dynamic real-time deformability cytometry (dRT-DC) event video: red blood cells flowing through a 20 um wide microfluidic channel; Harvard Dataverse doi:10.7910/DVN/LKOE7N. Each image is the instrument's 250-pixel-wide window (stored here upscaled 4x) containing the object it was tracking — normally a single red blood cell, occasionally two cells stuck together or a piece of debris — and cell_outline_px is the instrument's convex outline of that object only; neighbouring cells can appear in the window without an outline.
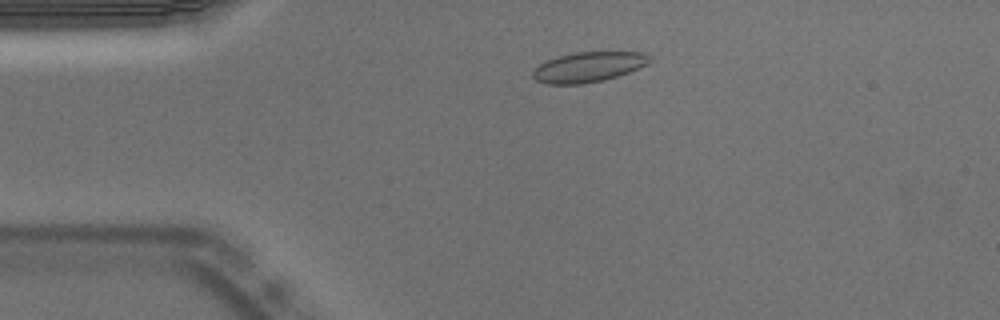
{"species": "Egyptian fruit bat (a non-hibernating species)", "species_latin": "Rousettus aegyptiacus", "temperature_condition": "warm", "stored_images_in_passage": 50, "camera_frame_rate_fps": 3000, "um_per_image_px": 0.085, "animal": {"sex": "male"}, "frame": {"image": 1, "passage_image": 8, "time_ms": 2.333, "image_size_px": [1000, 320], "cell_outline_px": [[652, 60], [648, 64], [628, 72], [604, 80], [580, 84], [548, 84], [536, 80], [532, 76], [532, 72], [540, 64], [548, 60], [572, 52], [644, 52]], "centroid_in_image_um": [50.02, 5.69], "position_along_channel_um": 35.0, "area_um2": 20.29}}
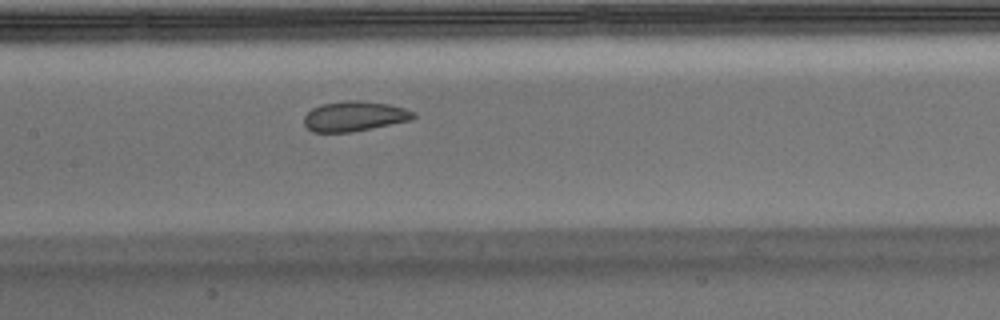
{"frame": {"image": 2, "passage_image": 22, "time_ms": 7.0, "image_size_px": [1000, 320], "cell_outline_px": [[416, 116], [412, 120], [352, 132], [312, 132], [304, 124], [304, 116], [312, 108], [324, 104], [348, 100], [360, 100], [388, 104], [404, 108], [416, 112]], "centroid_in_image_um": [30.15, 9.88], "position_along_channel_um": 177.3, "area_um2": 19.13}}
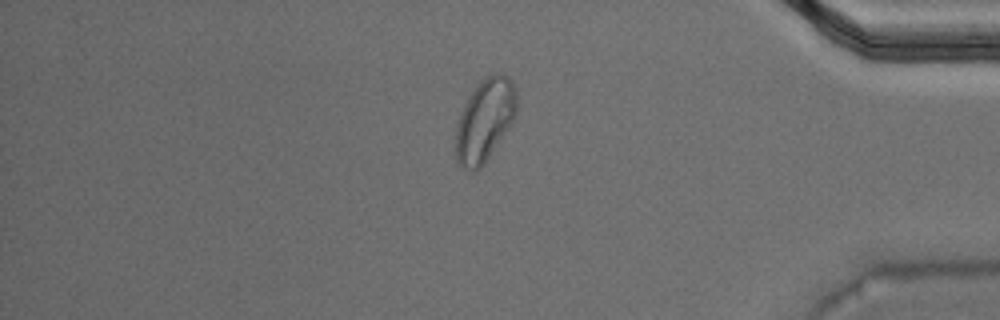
{"frame": {"image": 3, "passage_image": 42, "time_ms": 13.667, "image_size_px": [1000, 320], "cell_outline_px": [[516, 112], [512, 120], [484, 164], [476, 172], [472, 172], [456, 164], [456, 128], [464, 104], [468, 96], [480, 80], [496, 72], [500, 72], [512, 80], [516, 88]], "centroid_in_image_um": [41.19, 10.21], "position_along_channel_um": 394.0, "area_um2": 29.07}, "authors_computed_cell_mechanics": {"area_um2": 20.8369, "velocity_mm_per_s": 3.7216, "shape_relaxation_time_tau1_ms": 10.3234, "shape_relaxation_time_tau2_ms": 0.9093, "deformation_change_tau1": 0.1626, "deformation_change_tau2": 0.0511}}